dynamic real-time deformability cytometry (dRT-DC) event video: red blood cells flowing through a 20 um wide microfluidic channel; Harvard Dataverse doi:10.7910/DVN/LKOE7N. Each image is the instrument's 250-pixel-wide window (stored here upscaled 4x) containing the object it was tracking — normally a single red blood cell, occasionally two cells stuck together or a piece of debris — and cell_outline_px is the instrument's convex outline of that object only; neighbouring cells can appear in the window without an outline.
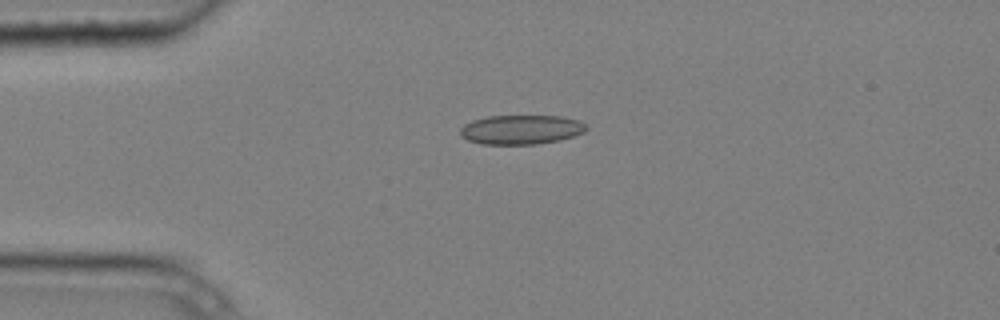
{"species": "common noctule bat (a hibernating species)", "species_latin": "Nyctalus noctula", "temperature_condition": "cold", "stored_images_in_passage": 11, "camera_frame_rate_fps": 3000, "um_per_image_px": 0.085, "animal": {"sex": "male", "body_mass_g": 20.4}, "frame": {"image": 1, "passage_image": 2, "time_ms": 0.333, "image_size_px": [1000, 320], "cell_outline_px": [[588, 128], [584, 132], [560, 140], [536, 144], [480, 144], [468, 140], [460, 136], [460, 128], [464, 124], [472, 120], [488, 116], [560, 116], [580, 120]], "centroid_in_image_um": [44.27, 11.01], "position_along_channel_um": 40.7, "area_um2": 21.62}}
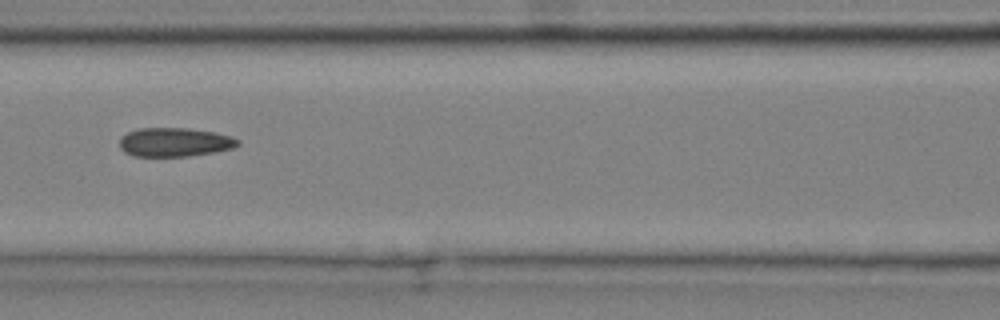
{"frame": {"image": 2, "passage_image": 5, "time_ms": 1.333, "image_size_px": [1000, 320], "cell_outline_px": [[240, 144], [232, 148], [216, 152], [188, 156], [132, 156], [124, 152], [120, 148], [120, 136], [128, 132], [140, 128], [188, 128], [216, 132], [232, 136], [240, 140]], "centroid_in_image_um": [14.86, 12.08], "position_along_channel_um": 151.7, "area_um2": 20.11}}
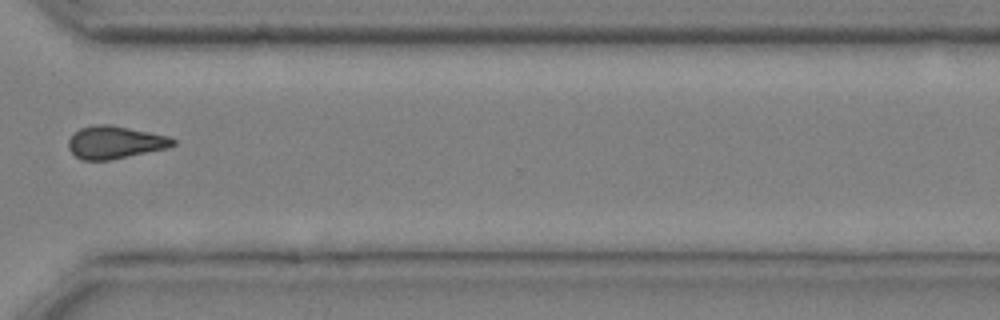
{"frame": {"image": 3, "passage_image": 10, "time_ms": 3.0, "image_size_px": [1000, 320], "cell_outline_px": [[176, 144], [168, 148], [112, 160], [80, 160], [68, 148], [68, 140], [80, 128], [96, 124], [108, 124], [168, 136], [176, 140]], "centroid_in_image_um": [9.78, 12.11], "position_along_channel_um": 360.8, "area_um2": 19.83}}